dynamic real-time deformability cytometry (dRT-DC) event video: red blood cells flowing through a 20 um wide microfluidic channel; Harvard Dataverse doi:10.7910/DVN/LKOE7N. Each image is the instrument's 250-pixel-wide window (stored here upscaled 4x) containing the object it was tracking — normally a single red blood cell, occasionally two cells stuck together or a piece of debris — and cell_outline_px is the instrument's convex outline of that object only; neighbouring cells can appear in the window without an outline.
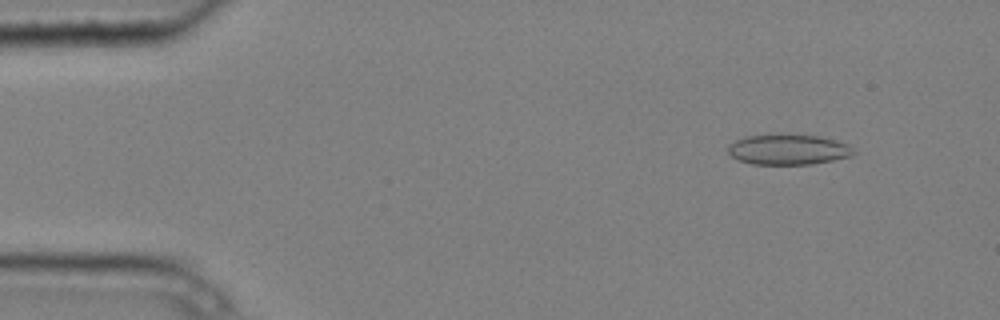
{"species": "common noctule bat (a hibernating species)", "species_latin": "Nyctalus noctula", "temperature_condition": "cold", "stored_images_in_passage": 5, "camera_frame_rate_fps": 3000, "um_per_image_px": 0.085, "animal": {"sex": "male", "body_mass_g": 20.4}, "frame": {"image": 1, "passage_image": 2, "time_ms": 0.333, "image_size_px": [1000, 320], "cell_outline_px": [[856, 152], [852, 156], [812, 164], [752, 164], [740, 160], [732, 156], [728, 152], [728, 144], [736, 140], [748, 136], [820, 136], [836, 140], [848, 144]], "centroid_in_image_um": [67.03, 12.73], "position_along_channel_um": 18.0, "area_um2": 21.68}}
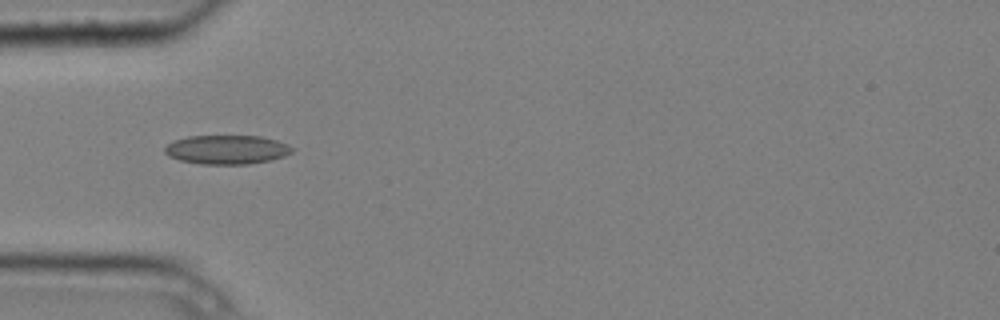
{"frame": {"image": 2, "passage_image": 5, "time_ms": 1.333, "image_size_px": [1000, 320], "cell_outline_px": [[296, 148], [292, 152], [284, 156], [272, 160], [248, 164], [200, 164], [180, 160], [168, 156], [164, 152], [164, 148], [168, 144], [176, 140], [188, 136], [260, 136], [276, 140], [288, 144]], "centroid_in_image_um": [19.31, 12.72], "position_along_channel_um": 65.7, "area_um2": 21.62}}